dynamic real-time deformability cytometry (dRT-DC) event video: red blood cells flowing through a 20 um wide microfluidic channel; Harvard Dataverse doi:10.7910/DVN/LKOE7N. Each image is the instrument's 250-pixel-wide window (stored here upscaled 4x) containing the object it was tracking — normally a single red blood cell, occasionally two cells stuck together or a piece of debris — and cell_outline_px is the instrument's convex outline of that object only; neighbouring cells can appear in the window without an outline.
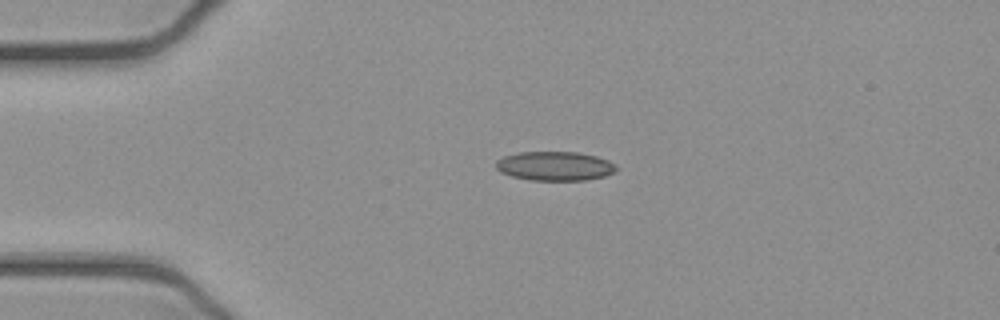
{"species": "common noctule bat (a hibernating species)", "species_latin": "Nyctalus noctula", "temperature_condition": "cold", "stored_images_in_passage": 41, "camera_frame_rate_fps": 3000, "um_per_image_px": 0.085, "animal": {"sex": "female", "body_mass_g": 21.9}, "frame": {"image": 1, "passage_image": 1, "time_ms": 0.0, "image_size_px": [1000, 320], "cell_outline_px": [[616, 172], [604, 176], [584, 180], [528, 180], [512, 176], [500, 172], [496, 168], [496, 160], [504, 156], [520, 152], [576, 152], [596, 156], [608, 160], [616, 164]], "centroid_in_image_um": [47.16, 14.11], "position_along_channel_um": 37.8, "area_um2": 20.46}}
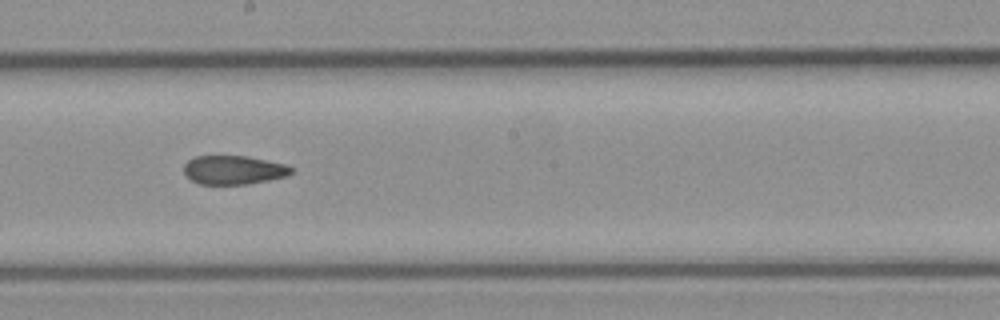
{"frame": {"image": 2, "passage_image": 18, "time_ms": 5.667, "image_size_px": [1000, 320], "cell_outline_px": [[292, 172], [284, 176], [268, 180], [248, 184], [200, 184], [192, 180], [184, 172], [184, 164], [188, 160], [196, 156], [248, 156], [284, 164], [292, 168]], "centroid_in_image_um": [19.83, 14.44], "position_along_channel_um": 228.4, "area_um2": 17.8}}
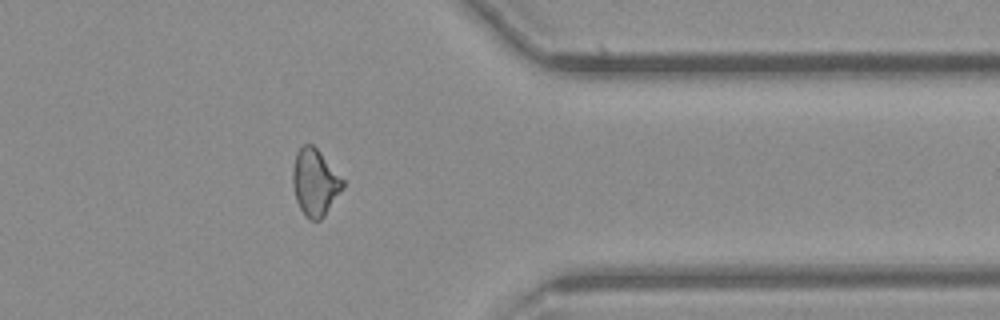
{"frame": {"image": 3, "passage_image": 31, "time_ms": 10.0, "image_size_px": [1000, 320], "cell_outline_px": [[344, 188], [324, 216], [320, 220], [312, 220], [304, 216], [296, 200], [292, 184], [292, 168], [296, 152], [304, 144], [312, 144], [320, 152], [344, 180]], "centroid_in_image_um": [26.76, 15.51], "position_along_channel_um": 384.6, "area_um2": 19.54}, "authors_computed_cell_mechanics": {"area_um2": 19.4786, "velocity_mm_per_s": 3.9183, "shape_relaxation_time_tau1_ms": null, "shape_relaxation_time_tau2_ms": 3.9426, "deformation_change_tau1": null, "deformation_change_tau2": 0.1066}}